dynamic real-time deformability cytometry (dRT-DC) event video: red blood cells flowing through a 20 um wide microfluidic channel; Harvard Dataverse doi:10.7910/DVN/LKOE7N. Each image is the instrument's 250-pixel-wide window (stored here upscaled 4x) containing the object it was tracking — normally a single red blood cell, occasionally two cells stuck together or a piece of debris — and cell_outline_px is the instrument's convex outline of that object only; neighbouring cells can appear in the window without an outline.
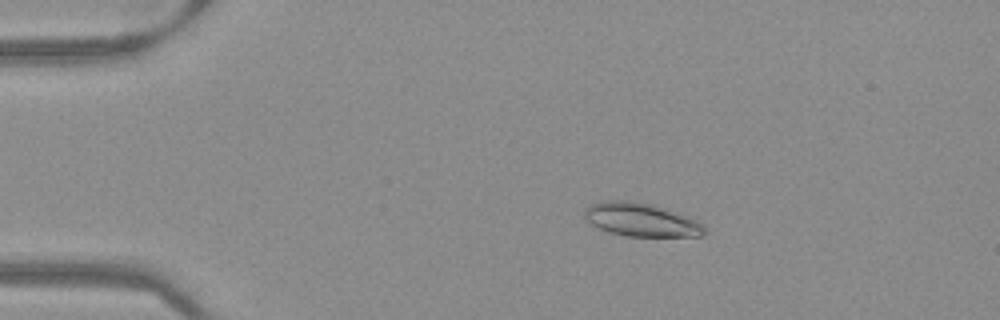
{"species": "Egyptian fruit bat (a non-hibernating species)", "species_latin": "Rousettus aegyptiacus", "temperature_condition": "warm", "stored_images_in_passage": 52, "camera_frame_rate_fps": 3000, "um_per_image_px": 0.085, "frame": {"image": 1, "passage_image": 10, "time_ms": 3.0, "image_size_px": [1000, 320], "cell_outline_px": [[704, 236], [624, 236], [608, 232], [584, 220], [584, 208], [588, 204], [604, 200], [628, 200], [652, 204], [668, 208], [680, 212], [704, 224]], "centroid_in_image_um": [54.47, 18.66], "position_along_channel_um": 30.5, "area_um2": 23.81}}
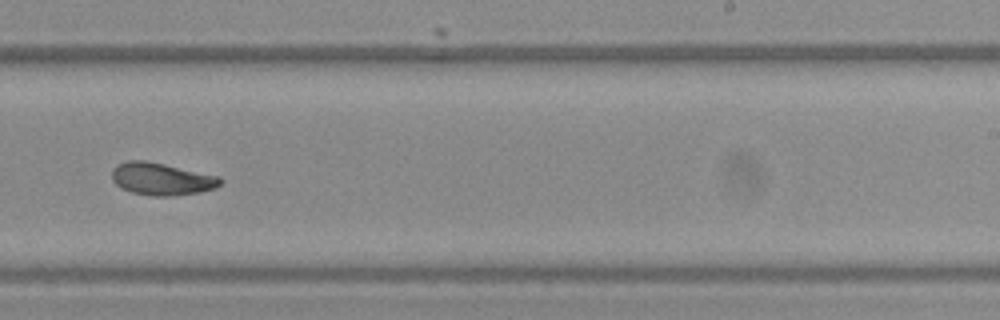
{"frame": {"image": 2, "passage_image": 33, "time_ms": 10.667, "image_size_px": [1000, 320], "cell_outline_px": [[224, 180], [216, 188], [200, 192], [172, 196], [152, 196], [132, 192], [120, 188], [112, 180], [112, 168], [116, 164], [128, 160], [148, 160], [220, 176]], "centroid_in_image_um": [13.73, 15.2], "position_along_channel_um": 275.3, "area_um2": 20.81}}
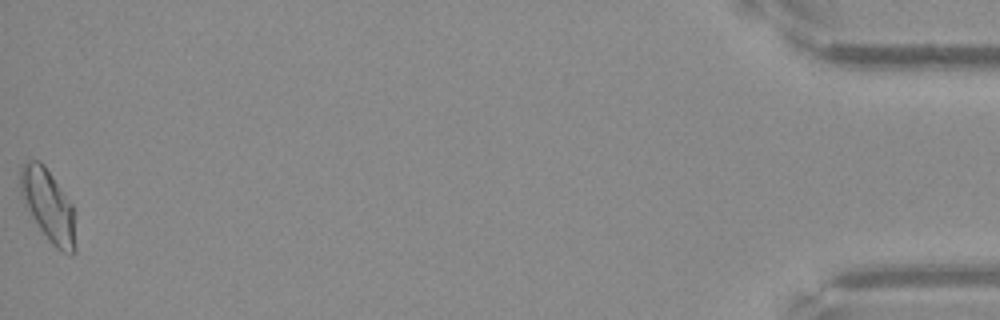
{"frame": {"image": 3, "passage_image": 52, "time_ms": 17.0, "image_size_px": [1000, 320], "cell_outline_px": [[76, 252], [72, 256], [56, 248], [48, 240], [24, 208], [20, 192], [20, 168], [28, 160], [40, 160], [44, 164], [72, 204], [76, 248]], "centroid_in_image_um": [4.07, 17.48], "position_along_channel_um": 431.1, "area_um2": 23.41}}